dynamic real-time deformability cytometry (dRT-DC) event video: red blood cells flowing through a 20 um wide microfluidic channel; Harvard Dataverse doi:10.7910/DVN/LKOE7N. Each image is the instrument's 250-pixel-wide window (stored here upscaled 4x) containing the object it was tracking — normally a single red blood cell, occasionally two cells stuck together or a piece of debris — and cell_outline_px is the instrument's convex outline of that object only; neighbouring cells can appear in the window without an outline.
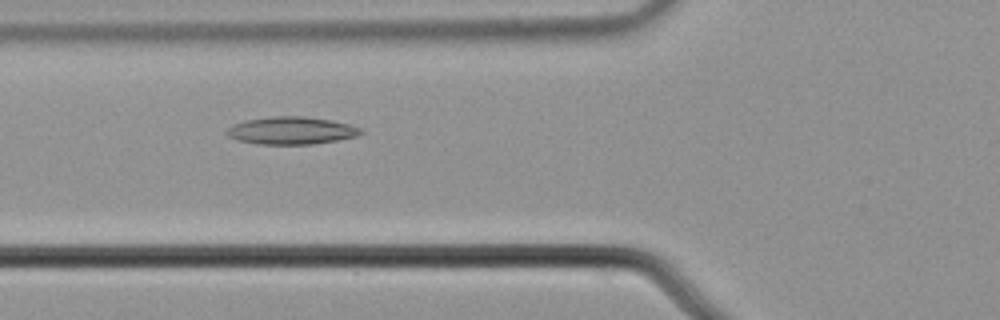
{"species": "common noctule bat (a hibernating species)", "species_latin": "Nyctalus noctula", "temperature_condition": "cold", "stored_images_in_passage": 6, "camera_frame_rate_fps": 3000, "um_per_image_px": 0.085, "animal": {"sex": "male", "body_mass_g": 21.5, "forearm_length_mm": 52.0}, "frame": {"image": 1, "passage_image": 6, "time_ms": 1.667, "image_size_px": [1000, 320], "cell_outline_px": [[364, 132], [356, 136], [336, 140], [312, 144], [256, 144], [236, 140], [228, 136], [224, 132], [232, 124], [244, 120], [272, 116], [304, 116], [332, 120], [348, 124], [360, 128]], "centroid_in_image_um": [24.71, 11.09], "position_along_channel_um": 101.1, "area_um2": 21.62}}